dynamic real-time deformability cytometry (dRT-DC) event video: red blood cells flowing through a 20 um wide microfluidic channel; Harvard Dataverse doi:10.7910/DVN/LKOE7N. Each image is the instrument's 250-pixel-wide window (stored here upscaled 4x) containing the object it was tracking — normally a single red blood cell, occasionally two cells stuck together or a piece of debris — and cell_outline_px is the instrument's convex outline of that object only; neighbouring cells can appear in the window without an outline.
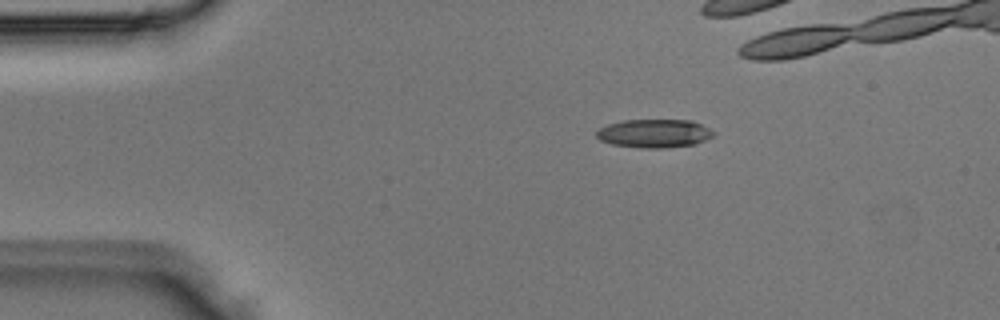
{"species": "Egyptian fruit bat (a non-hibernating species)", "species_latin": "Rousettus aegyptiacus", "temperature_condition": "room temperature", "stored_images_in_passage": 2, "camera_frame_rate_fps": 3000, "um_per_image_px": 0.085, "animal": {"sex": "male"}, "frame": {"image": 1, "passage_image": 2, "time_ms": 0.333, "image_size_px": [1000, 320], "cell_outline_px": [[716, 132], [712, 136], [696, 144], [664, 148], [640, 148], [612, 144], [600, 140], [596, 136], [596, 132], [600, 128], [608, 124], [624, 120], [692, 120]], "centroid_in_image_um": [55.61, 11.34], "position_along_channel_um": 29.4, "area_um2": 19.36}}